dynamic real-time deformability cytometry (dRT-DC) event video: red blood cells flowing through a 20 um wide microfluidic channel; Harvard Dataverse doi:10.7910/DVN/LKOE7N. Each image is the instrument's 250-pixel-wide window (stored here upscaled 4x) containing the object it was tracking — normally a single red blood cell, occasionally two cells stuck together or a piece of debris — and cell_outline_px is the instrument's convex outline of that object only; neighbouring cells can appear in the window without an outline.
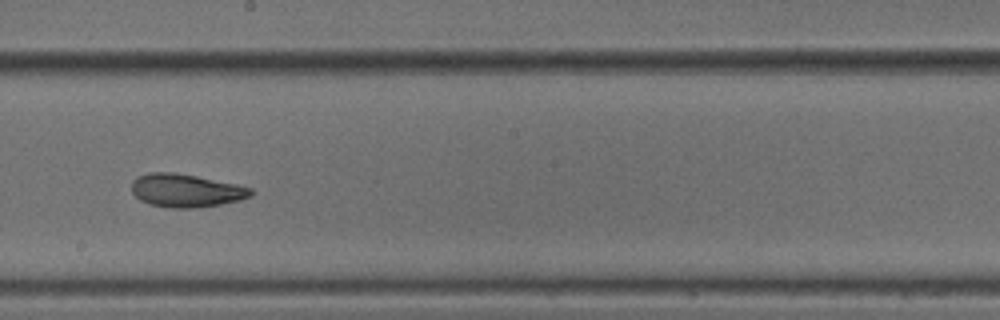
{"species": "common noctule bat (a hibernating species)", "species_latin": "Nyctalus noctula", "temperature_condition": "cold", "stored_images_in_passage": 51, "camera_frame_rate_fps": 3000, "um_per_image_px": 0.085, "animal": {"sex": "male", "body_mass_g": 18.8}, "frame": {"image": 1, "passage_image": 30, "time_ms": 9.667, "image_size_px": [1000, 320], "cell_outline_px": [[252, 196], [240, 200], [220, 204], [192, 208], [172, 208], [152, 204], [140, 200], [132, 192], [132, 180], [136, 176], [148, 172], [172, 172], [196, 176], [236, 184], [252, 188]], "centroid_in_image_um": [15.79, 16.18], "position_along_channel_um": 232.4, "area_um2": 22.95}}